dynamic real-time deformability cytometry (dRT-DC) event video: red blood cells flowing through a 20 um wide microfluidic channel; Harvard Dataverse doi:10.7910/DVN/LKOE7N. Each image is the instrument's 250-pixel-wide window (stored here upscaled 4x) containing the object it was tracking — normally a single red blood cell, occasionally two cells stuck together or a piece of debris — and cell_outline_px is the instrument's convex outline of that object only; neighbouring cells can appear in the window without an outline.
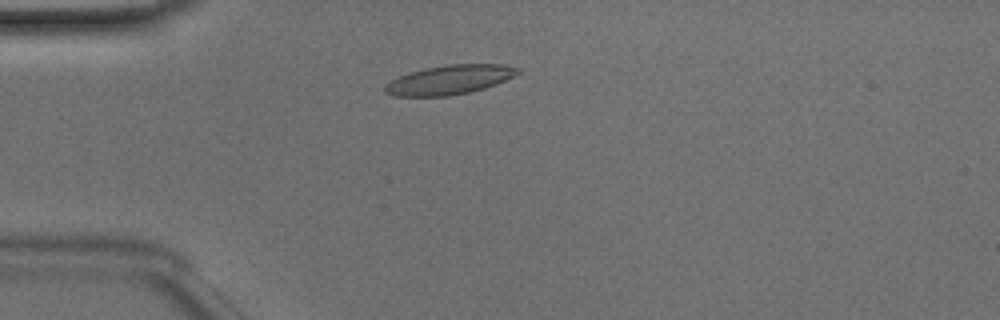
{"species": "Egyptian fruit bat (a non-hibernating species)", "species_latin": "Rousettus aegyptiacus", "temperature_condition": "room temperature", "stored_images_in_passage": 44, "camera_frame_rate_fps": 3000, "um_per_image_px": 0.085, "animal": {"sex": "male"}, "frame": {"image": 1, "passage_image": 8, "time_ms": 2.333, "image_size_px": [1000, 320], "cell_outline_px": [[520, 72], [496, 84], [484, 88], [468, 92], [448, 96], [392, 96], [384, 92], [384, 84], [400, 76], [412, 72], [428, 68], [448, 64], [504, 64], [520, 68]], "centroid_in_image_um": [38.2, 6.78], "position_along_channel_um": 46.8, "area_um2": 22.43}}
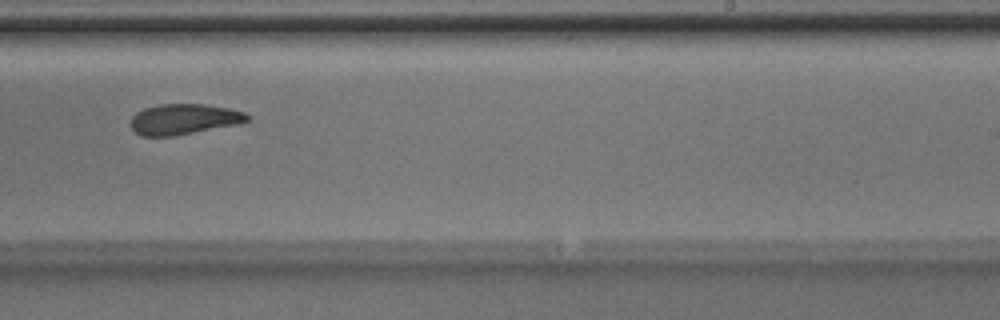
{"frame": {"image": 2, "passage_image": 26, "time_ms": 8.333, "image_size_px": [1000, 320], "cell_outline_px": [[252, 116], [244, 124], [172, 136], [140, 136], [132, 128], [132, 116], [136, 112], [144, 108], [160, 104], [204, 104], [228, 108], [244, 112]], "centroid_in_image_um": [15.69, 10.13], "position_along_channel_um": 273.3, "area_um2": 20.98}}
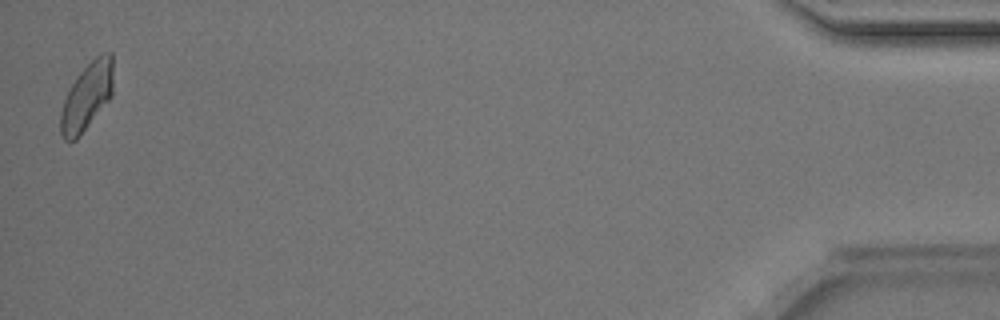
{"frame": {"image": 3, "passage_image": 44, "time_ms": 14.333, "image_size_px": [1000, 320], "cell_outline_px": [[112, 96], [76, 140], [64, 140], [60, 132], [60, 112], [64, 100], [72, 84], [80, 72], [100, 52], [112, 52]], "centroid_in_image_um": [7.38, 8.2], "position_along_channel_um": 427.8, "area_um2": 20.4}, "authors_computed_cell_mechanics": {"area_um2": 21.4727, "velocity_mm_per_s": 4.0802, "shape_relaxation_time_tau1_ms": 5.4993, "shape_relaxation_time_tau2_ms": 2.8332, "deformation_change_tau1": 0.1333, "deformation_change_tau2": 0.0846}}